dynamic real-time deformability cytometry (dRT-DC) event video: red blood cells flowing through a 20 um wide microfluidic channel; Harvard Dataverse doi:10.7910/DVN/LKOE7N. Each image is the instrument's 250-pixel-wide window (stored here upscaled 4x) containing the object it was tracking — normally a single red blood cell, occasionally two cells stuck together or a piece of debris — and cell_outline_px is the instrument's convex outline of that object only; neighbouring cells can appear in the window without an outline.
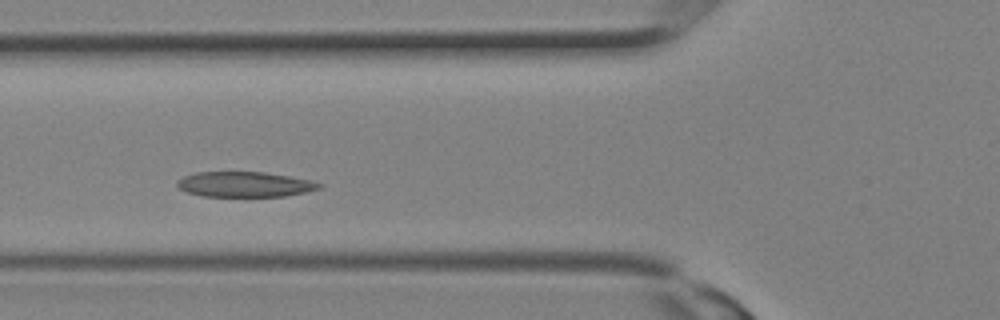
{"species": "Egyptian fruit bat (a non-hibernating species)", "species_latin": "Rousettus aegyptiacus", "temperature_condition": "room temperature", "stored_images_in_passage": 21, "camera_frame_rate_fps": 3000, "um_per_image_px": 0.085, "animal": {"sex": "female"}, "frame": {"image": 1, "passage_image": 6, "time_ms": 1.667, "image_size_px": [1000, 320], "cell_outline_px": [[324, 184], [320, 188], [304, 192], [284, 196], [200, 196], [188, 192], [180, 188], [176, 184], [176, 180], [184, 176], [196, 172], [264, 172], [312, 180]], "centroid_in_image_um": [20.79, 15.66], "position_along_channel_um": 105.0, "area_um2": 20.81}}
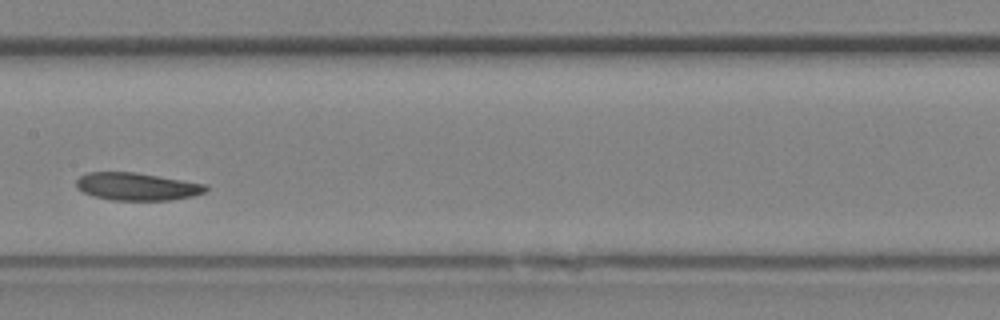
{"frame": {"image": 2, "passage_image": 10, "time_ms": 3.0, "image_size_px": [1000, 320], "cell_outline_px": [[208, 188], [204, 192], [192, 196], [172, 200], [112, 200], [96, 196], [84, 192], [76, 188], [76, 180], [80, 176], [88, 172], [136, 172], [208, 184]], "centroid_in_image_um": [11.66, 15.85], "position_along_channel_um": 195.7, "area_um2": 20.87}}
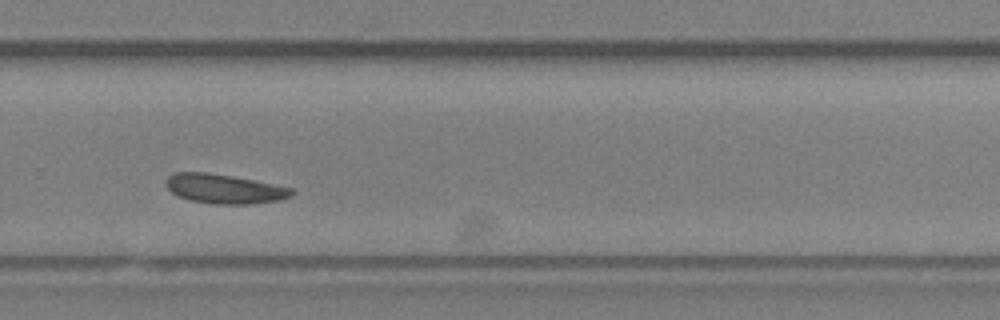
{"frame": {"image": 3, "passage_image": 15, "time_ms": 4.667, "image_size_px": [1000, 320], "cell_outline_px": [[296, 192], [292, 196], [280, 200], [252, 204], [216, 204], [188, 200], [172, 192], [168, 188], [168, 176], [176, 172], [208, 172], [296, 188]], "centroid_in_image_um": [19.15, 16.06], "position_along_channel_um": 310.6, "area_um2": 21.44}}